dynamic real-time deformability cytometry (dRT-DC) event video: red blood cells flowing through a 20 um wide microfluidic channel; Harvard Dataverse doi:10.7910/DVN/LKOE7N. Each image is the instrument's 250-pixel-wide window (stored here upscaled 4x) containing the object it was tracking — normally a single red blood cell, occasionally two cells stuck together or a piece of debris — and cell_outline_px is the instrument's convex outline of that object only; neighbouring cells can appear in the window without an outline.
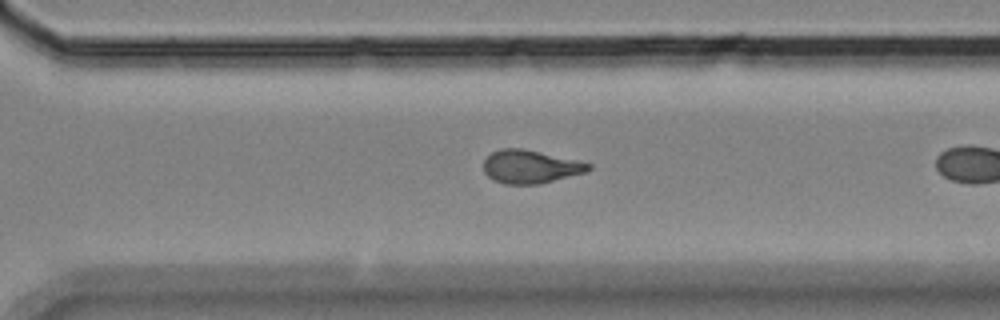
{"species": "Egyptian fruit bat (a non-hibernating species)", "species_latin": "Rousettus aegyptiacus", "temperature_condition": "room temperature", "stored_images_in_passage": 27, "camera_frame_rate_fps": 3000, "um_per_image_px": 0.085, "animal": {"sex": "female"}, "frame": {"image": 1, "passage_image": 23, "time_ms": 7.333, "image_size_px": [1000, 320], "cell_outline_px": [[592, 168], [584, 172], [540, 184], [504, 184], [492, 180], [484, 172], [484, 160], [492, 152], [500, 148], [524, 148], [576, 160], [592, 164]], "centroid_in_image_um": [45.05, 14.16], "position_along_channel_um": 325.6, "area_um2": 20.29}}